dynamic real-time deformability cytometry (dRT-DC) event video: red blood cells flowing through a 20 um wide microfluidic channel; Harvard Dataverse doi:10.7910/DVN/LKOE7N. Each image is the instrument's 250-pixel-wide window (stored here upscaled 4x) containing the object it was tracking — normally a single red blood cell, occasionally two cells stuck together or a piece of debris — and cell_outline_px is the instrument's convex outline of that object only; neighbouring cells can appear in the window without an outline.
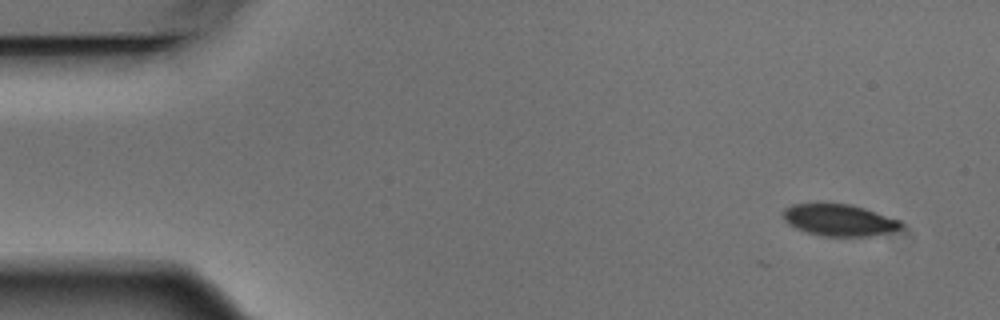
{"species": "Egyptian fruit bat (a non-hibernating species)", "species_latin": "Rousettus aegyptiacus", "temperature_condition": "warm", "stored_images_in_passage": 5, "camera_frame_rate_fps": 3000, "um_per_image_px": 0.085, "animal": {"sex": "male"}, "frame": {"image": 1, "passage_image": 1, "time_ms": 0.0, "image_size_px": [1000, 320], "cell_outline_px": [[904, 228], [872, 236], [820, 236], [796, 228], [788, 224], [784, 220], [784, 208], [792, 204], [852, 204], [900, 220], [904, 224]], "centroid_in_image_um": [71.35, 18.71], "position_along_channel_um": 13.6, "area_um2": 21.73}}